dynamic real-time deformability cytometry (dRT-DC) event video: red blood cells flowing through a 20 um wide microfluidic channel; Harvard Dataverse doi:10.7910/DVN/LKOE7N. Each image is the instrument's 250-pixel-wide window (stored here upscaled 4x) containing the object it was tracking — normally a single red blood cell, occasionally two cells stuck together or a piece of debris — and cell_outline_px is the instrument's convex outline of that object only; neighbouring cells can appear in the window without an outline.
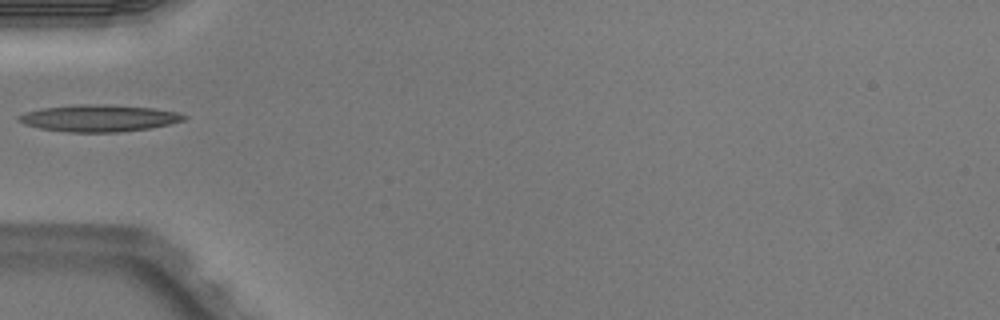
{"species": "Egyptian fruit bat (a non-hibernating species)", "species_latin": "Rousettus aegyptiacus", "temperature_condition": "warm", "stored_images_in_passage": 3, "camera_frame_rate_fps": 3000, "um_per_image_px": 0.085, "animal": {"sex": "male"}, "frame": {"image": 1, "passage_image": 3, "time_ms": 0.667, "image_size_px": [1000, 320], "cell_outline_px": [[188, 116], [184, 120], [168, 124], [148, 128], [120, 132], [68, 132], [40, 128], [24, 124], [16, 120], [16, 116], [28, 112], [44, 108], [80, 104], [96, 104], [152, 108], [176, 112]], "centroid_in_image_um": [8.38, 10.05], "position_along_channel_um": 76.6, "area_um2": 25.49}}